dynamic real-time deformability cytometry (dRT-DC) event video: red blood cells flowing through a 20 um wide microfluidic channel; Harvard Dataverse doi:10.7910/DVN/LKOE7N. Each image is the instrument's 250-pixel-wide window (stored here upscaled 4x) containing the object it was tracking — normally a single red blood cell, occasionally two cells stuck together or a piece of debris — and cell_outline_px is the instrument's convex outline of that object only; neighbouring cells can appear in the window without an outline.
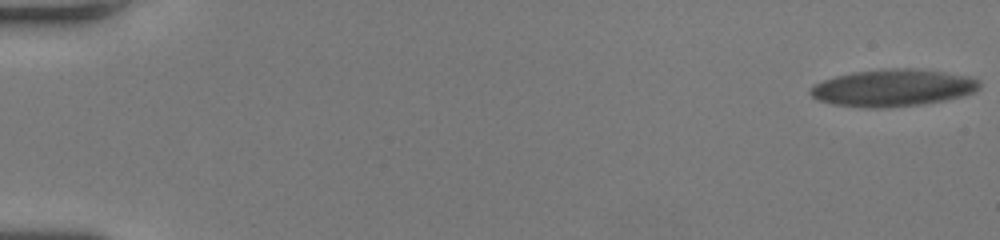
{"species": "human", "species_latin": "Homo sapiens", "temperature_condition": "room temperature", "stored_images_in_passage": 59, "camera_frame_rate_fps": 3000, "um_per_image_px": 0.085, "donor": {"sex": "female"}, "frame": {"image": 1, "passage_image": 1, "time_ms": 0.0, "image_size_px": [1000, 240], "cell_outline_px": [[980, 88], [972, 92], [960, 96], [944, 100], [920, 104], [888, 108], [868, 108], [832, 104], [816, 100], [808, 92], [808, 88], [824, 80], [836, 76], [856, 72], [888, 68], [912, 68], [944, 72], [972, 76], [980, 80]], "centroid_in_image_um": [75.88, 7.47], "position_along_channel_um": 9.1, "area_um2": 36.59}}
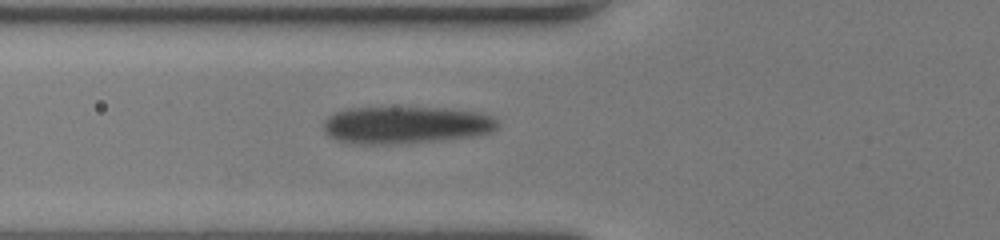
{"frame": {"image": 2, "passage_image": 24, "time_ms": 7.667, "image_size_px": [1000, 240], "cell_outline_px": [[496, 128], [492, 132], [472, 136], [408, 144], [348, 144], [336, 140], [328, 136], [324, 132], [324, 120], [332, 112], [348, 108], [448, 108], [480, 112], [492, 116], [496, 120]], "centroid_in_image_um": [34.43, 10.63], "position_along_channel_um": 91.4, "area_um2": 38.26}}
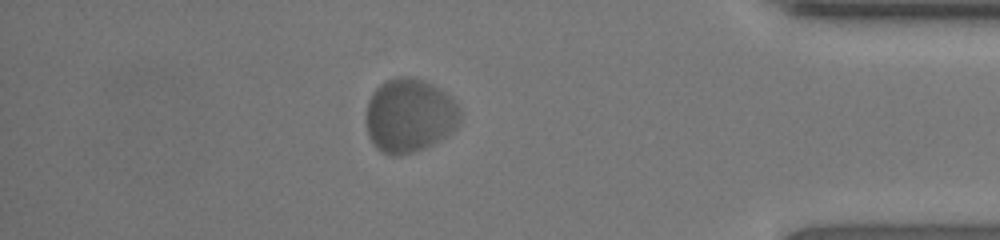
{"frame": {"image": 3, "passage_image": 52, "time_ms": 17.0, "image_size_px": [1000, 240], "cell_outline_px": [[460, 124], [456, 128], [432, 144], [424, 148], [400, 156], [392, 156], [380, 152], [372, 144], [368, 136], [364, 120], [364, 116], [368, 100], [372, 92], [384, 80], [396, 76], [408, 76], [424, 80], [432, 84], [452, 96], [460, 108]], "centroid_in_image_um": [34.76, 9.81], "position_along_channel_um": 400.4, "area_um2": 41.33}, "authors_computed_cell_mechanics": {"area_um2": 38.0324, "velocity_mm_per_s": 3.6287, "shape_relaxation_time_tau1_ms": 5.4856, "shape_relaxation_time_tau2_ms": null, "deformation_change_tau1": 0.2177, "deformation_change_tau2": null}}